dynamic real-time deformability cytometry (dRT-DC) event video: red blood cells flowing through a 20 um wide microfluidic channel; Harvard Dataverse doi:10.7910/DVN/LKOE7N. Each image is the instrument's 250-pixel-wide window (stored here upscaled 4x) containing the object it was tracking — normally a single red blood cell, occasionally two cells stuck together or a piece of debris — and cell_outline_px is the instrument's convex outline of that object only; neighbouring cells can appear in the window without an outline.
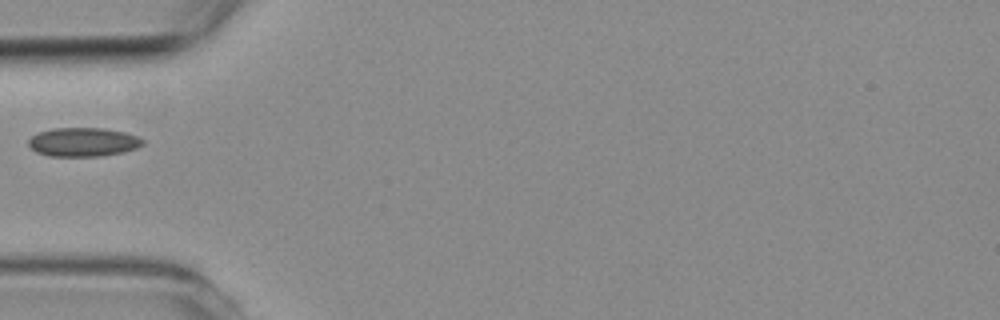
{"species": "common noctule bat (a hibernating species)", "species_latin": "Nyctalus noctula", "temperature_condition": "room temperature", "stored_images_in_passage": 1, "camera_frame_rate_fps": 3000, "um_per_image_px": 0.085, "animal": {"sex": "female", "body_mass_g": 19.3, "forearm_length_mm": 54.1}, "frame": {"image": 1, "passage_image": 1, "time_ms": 0.0, "image_size_px": [1000, 320], "cell_outline_px": [[144, 144], [136, 148], [124, 152], [100, 156], [48, 156], [36, 152], [28, 144], [28, 140], [32, 136], [40, 132], [52, 128], [104, 128], [124, 132], [136, 136], [144, 140]], "centroid_in_image_um": [7.07, 12.08], "position_along_channel_um": 77.9, "area_um2": 19.19}}